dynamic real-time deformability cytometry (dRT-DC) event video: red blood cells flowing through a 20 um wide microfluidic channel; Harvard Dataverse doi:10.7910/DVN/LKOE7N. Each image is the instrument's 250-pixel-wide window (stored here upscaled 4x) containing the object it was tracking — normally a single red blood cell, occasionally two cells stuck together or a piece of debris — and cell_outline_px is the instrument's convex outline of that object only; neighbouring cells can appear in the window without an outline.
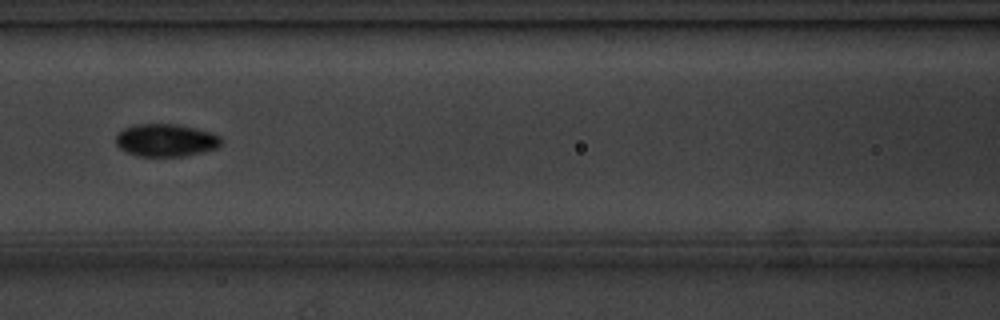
{"species": "common noctule bat (a hibernating species)", "species_latin": "Nyctalus noctula", "temperature_condition": "cold", "stored_images_in_passage": 8, "camera_frame_rate_fps": 3000, "um_per_image_px": 0.085, "animal": {"sex": "male", "body_mass_g": 20.1, "forearm_length_mm": 53.5}, "frame": {"image": 1, "passage_image": 6, "time_ms": 6.667, "image_size_px": [1000, 320], "cell_outline_px": [[224, 140], [216, 148], [204, 152], [184, 156], [136, 156], [120, 148], [116, 144], [116, 132], [124, 128], [136, 124], [180, 124], [212, 132], [220, 136]], "centroid_in_image_um": [14.11, 11.91], "position_along_channel_um": 152.5, "area_um2": 20.29}}